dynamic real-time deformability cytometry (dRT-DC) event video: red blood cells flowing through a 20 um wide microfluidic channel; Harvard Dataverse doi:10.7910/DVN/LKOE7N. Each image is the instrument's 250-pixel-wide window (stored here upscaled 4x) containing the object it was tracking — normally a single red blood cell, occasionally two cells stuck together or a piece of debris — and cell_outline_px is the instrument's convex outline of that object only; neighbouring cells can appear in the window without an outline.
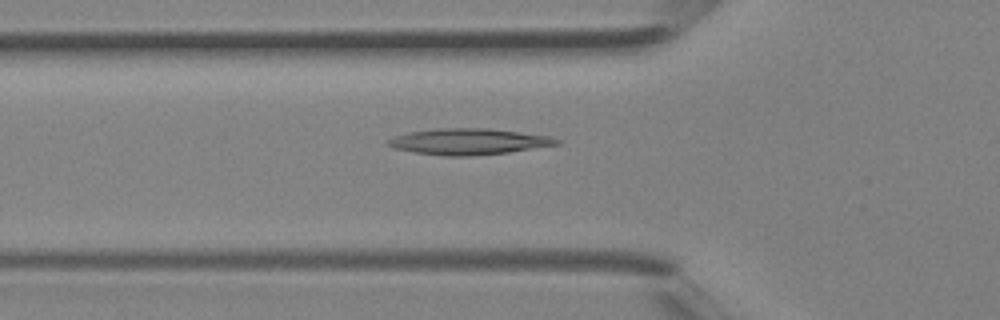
{"species": "Egyptian fruit bat (a non-hibernating species)", "species_latin": "Rousettus aegyptiacus", "temperature_condition": "room temperature", "stored_images_in_passage": 40, "camera_frame_rate_fps": 3000, "um_per_image_px": 0.085, "animal": {"sex": "female"}, "frame": {"image": 1, "passage_image": 14, "time_ms": 4.333, "image_size_px": [1000, 320], "cell_outline_px": [[560, 144], [508, 152], [472, 156], [444, 156], [412, 152], [396, 148], [388, 144], [388, 140], [396, 136], [408, 132], [436, 128], [488, 128], [552, 136], [560, 140]], "centroid_in_image_um": [39.86, 12.03], "position_along_channel_um": 85.9, "area_um2": 25.61}}
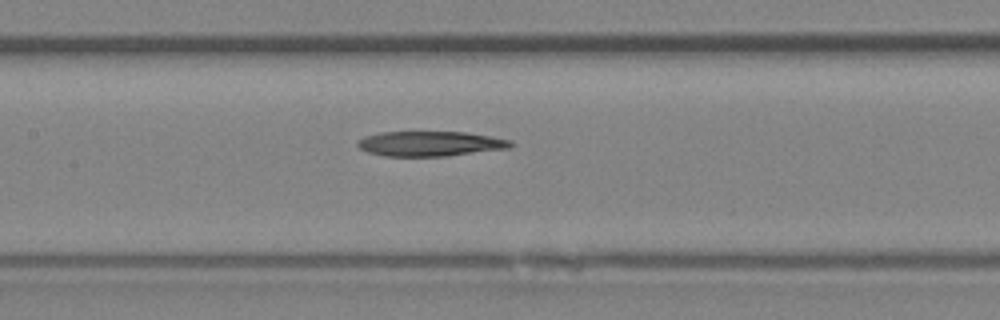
{"frame": {"image": 2, "passage_image": 19, "time_ms": 6.0, "image_size_px": [1000, 320], "cell_outline_px": [[516, 144], [508, 148], [448, 156], [384, 156], [368, 152], [360, 148], [356, 144], [356, 140], [364, 136], [380, 132], [464, 132], [512, 140]], "centroid_in_image_um": [36.54, 12.21], "position_along_channel_um": 170.9, "area_um2": 22.31}}
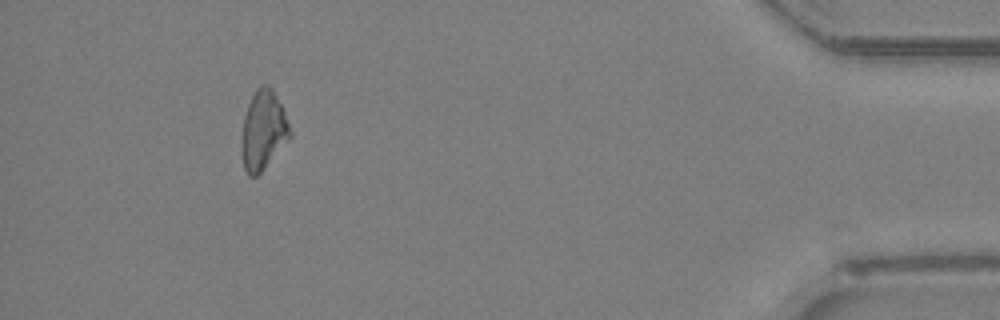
{"frame": {"image": 3, "passage_image": 37, "time_ms": 12.0, "image_size_px": [1000, 320], "cell_outline_px": [[292, 136], [264, 168], [256, 176], [248, 176], [244, 168], [240, 152], [240, 144], [244, 116], [248, 104], [256, 88], [260, 84], [268, 84], [272, 88], [284, 112], [292, 132]], "centroid_in_image_um": [22.35, 11.08], "position_along_channel_um": 412.8, "area_um2": 22.43}}